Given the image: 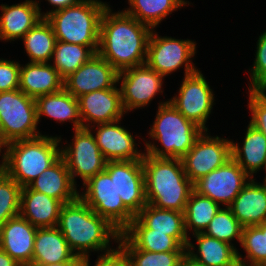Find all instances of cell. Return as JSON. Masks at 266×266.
Instances as JSON below:
<instances>
[{"label":"cell","mask_w":266,"mask_h":266,"mask_svg":"<svg viewBox=\"0 0 266 266\" xmlns=\"http://www.w3.org/2000/svg\"><path fill=\"white\" fill-rule=\"evenodd\" d=\"M96 53L88 46L58 41L55 44L52 66L65 79L80 66L89 61Z\"/></svg>","instance_id":"836d02e7"},{"label":"cell","mask_w":266,"mask_h":266,"mask_svg":"<svg viewBox=\"0 0 266 266\" xmlns=\"http://www.w3.org/2000/svg\"><path fill=\"white\" fill-rule=\"evenodd\" d=\"M26 53L33 63H50L57 39L50 23L42 18L22 38Z\"/></svg>","instance_id":"4dcf8cb0"},{"label":"cell","mask_w":266,"mask_h":266,"mask_svg":"<svg viewBox=\"0 0 266 266\" xmlns=\"http://www.w3.org/2000/svg\"><path fill=\"white\" fill-rule=\"evenodd\" d=\"M205 132L181 158L186 176L193 184L232 158V141L218 136L211 137Z\"/></svg>","instance_id":"8fae6325"},{"label":"cell","mask_w":266,"mask_h":266,"mask_svg":"<svg viewBox=\"0 0 266 266\" xmlns=\"http://www.w3.org/2000/svg\"><path fill=\"white\" fill-rule=\"evenodd\" d=\"M35 99L20 89L0 92V142L6 144L41 136L37 131Z\"/></svg>","instance_id":"52a82bcc"},{"label":"cell","mask_w":266,"mask_h":266,"mask_svg":"<svg viewBox=\"0 0 266 266\" xmlns=\"http://www.w3.org/2000/svg\"><path fill=\"white\" fill-rule=\"evenodd\" d=\"M119 122L120 120L97 124L98 130L94 138L104 158L107 161L142 160L145 152L137 150L134 137L118 125Z\"/></svg>","instance_id":"d6986e66"},{"label":"cell","mask_w":266,"mask_h":266,"mask_svg":"<svg viewBox=\"0 0 266 266\" xmlns=\"http://www.w3.org/2000/svg\"><path fill=\"white\" fill-rule=\"evenodd\" d=\"M89 257L84 258V266H90ZM95 266H129L122 250L117 247L114 251L98 256Z\"/></svg>","instance_id":"b9f144b4"},{"label":"cell","mask_w":266,"mask_h":266,"mask_svg":"<svg viewBox=\"0 0 266 266\" xmlns=\"http://www.w3.org/2000/svg\"><path fill=\"white\" fill-rule=\"evenodd\" d=\"M86 191L79 197L100 217L107 219L122 232L135 218L124 206L115 188L114 177L106 170L91 177L83 184Z\"/></svg>","instance_id":"ba28073f"},{"label":"cell","mask_w":266,"mask_h":266,"mask_svg":"<svg viewBox=\"0 0 266 266\" xmlns=\"http://www.w3.org/2000/svg\"><path fill=\"white\" fill-rule=\"evenodd\" d=\"M62 203L44 193L22 187L19 214L38 228L57 227Z\"/></svg>","instance_id":"cb8c5ba5"},{"label":"cell","mask_w":266,"mask_h":266,"mask_svg":"<svg viewBox=\"0 0 266 266\" xmlns=\"http://www.w3.org/2000/svg\"><path fill=\"white\" fill-rule=\"evenodd\" d=\"M20 214L0 226V248L21 266H31L37 231Z\"/></svg>","instance_id":"ac0fdd59"},{"label":"cell","mask_w":266,"mask_h":266,"mask_svg":"<svg viewBox=\"0 0 266 266\" xmlns=\"http://www.w3.org/2000/svg\"><path fill=\"white\" fill-rule=\"evenodd\" d=\"M61 137L41 135L6 144L2 168L21 187L28 186L61 157Z\"/></svg>","instance_id":"277c9868"},{"label":"cell","mask_w":266,"mask_h":266,"mask_svg":"<svg viewBox=\"0 0 266 266\" xmlns=\"http://www.w3.org/2000/svg\"><path fill=\"white\" fill-rule=\"evenodd\" d=\"M0 266H21L0 248Z\"/></svg>","instance_id":"ee69618b"},{"label":"cell","mask_w":266,"mask_h":266,"mask_svg":"<svg viewBox=\"0 0 266 266\" xmlns=\"http://www.w3.org/2000/svg\"><path fill=\"white\" fill-rule=\"evenodd\" d=\"M28 187L55 198L62 204L75 201L79 197L76 185L62 157L34 179Z\"/></svg>","instance_id":"44dd1931"},{"label":"cell","mask_w":266,"mask_h":266,"mask_svg":"<svg viewBox=\"0 0 266 266\" xmlns=\"http://www.w3.org/2000/svg\"><path fill=\"white\" fill-rule=\"evenodd\" d=\"M151 31L125 11L112 13L108 5L100 22L97 54L118 72L145 64Z\"/></svg>","instance_id":"6da1fadb"},{"label":"cell","mask_w":266,"mask_h":266,"mask_svg":"<svg viewBox=\"0 0 266 266\" xmlns=\"http://www.w3.org/2000/svg\"><path fill=\"white\" fill-rule=\"evenodd\" d=\"M22 187L0 168V226L19 215Z\"/></svg>","instance_id":"74e56055"},{"label":"cell","mask_w":266,"mask_h":266,"mask_svg":"<svg viewBox=\"0 0 266 266\" xmlns=\"http://www.w3.org/2000/svg\"><path fill=\"white\" fill-rule=\"evenodd\" d=\"M77 258L57 227L37 228L31 265L73 262Z\"/></svg>","instance_id":"603a6c76"},{"label":"cell","mask_w":266,"mask_h":266,"mask_svg":"<svg viewBox=\"0 0 266 266\" xmlns=\"http://www.w3.org/2000/svg\"><path fill=\"white\" fill-rule=\"evenodd\" d=\"M37 1L26 0L16 5H1L0 40L22 39L41 17V9Z\"/></svg>","instance_id":"ffe728a7"},{"label":"cell","mask_w":266,"mask_h":266,"mask_svg":"<svg viewBox=\"0 0 266 266\" xmlns=\"http://www.w3.org/2000/svg\"><path fill=\"white\" fill-rule=\"evenodd\" d=\"M20 68L18 62L0 59V92L19 89Z\"/></svg>","instance_id":"60d3db41"},{"label":"cell","mask_w":266,"mask_h":266,"mask_svg":"<svg viewBox=\"0 0 266 266\" xmlns=\"http://www.w3.org/2000/svg\"><path fill=\"white\" fill-rule=\"evenodd\" d=\"M250 90L266 89V31L259 36L253 67L250 69Z\"/></svg>","instance_id":"f35d334b"},{"label":"cell","mask_w":266,"mask_h":266,"mask_svg":"<svg viewBox=\"0 0 266 266\" xmlns=\"http://www.w3.org/2000/svg\"><path fill=\"white\" fill-rule=\"evenodd\" d=\"M264 180H265V181H264L263 183L266 185V175H265V178H264Z\"/></svg>","instance_id":"681fc988"},{"label":"cell","mask_w":266,"mask_h":266,"mask_svg":"<svg viewBox=\"0 0 266 266\" xmlns=\"http://www.w3.org/2000/svg\"><path fill=\"white\" fill-rule=\"evenodd\" d=\"M5 148L4 145L0 142V153H1V150Z\"/></svg>","instance_id":"c3c4849f"},{"label":"cell","mask_w":266,"mask_h":266,"mask_svg":"<svg viewBox=\"0 0 266 266\" xmlns=\"http://www.w3.org/2000/svg\"><path fill=\"white\" fill-rule=\"evenodd\" d=\"M179 266H204L198 261L194 260L187 252L182 257Z\"/></svg>","instance_id":"bcb514c9"},{"label":"cell","mask_w":266,"mask_h":266,"mask_svg":"<svg viewBox=\"0 0 266 266\" xmlns=\"http://www.w3.org/2000/svg\"><path fill=\"white\" fill-rule=\"evenodd\" d=\"M64 88V79L50 63L28 62L20 68L19 89L29 97L58 92Z\"/></svg>","instance_id":"d4e9b609"},{"label":"cell","mask_w":266,"mask_h":266,"mask_svg":"<svg viewBox=\"0 0 266 266\" xmlns=\"http://www.w3.org/2000/svg\"><path fill=\"white\" fill-rule=\"evenodd\" d=\"M145 196L148 204L159 209L185 211L194 190L181 159L155 158L144 154Z\"/></svg>","instance_id":"3957f363"},{"label":"cell","mask_w":266,"mask_h":266,"mask_svg":"<svg viewBox=\"0 0 266 266\" xmlns=\"http://www.w3.org/2000/svg\"><path fill=\"white\" fill-rule=\"evenodd\" d=\"M107 6L100 0H81L51 13L46 20L58 41L88 46L97 54L100 22Z\"/></svg>","instance_id":"8992f818"},{"label":"cell","mask_w":266,"mask_h":266,"mask_svg":"<svg viewBox=\"0 0 266 266\" xmlns=\"http://www.w3.org/2000/svg\"><path fill=\"white\" fill-rule=\"evenodd\" d=\"M57 228L63 234L71 250L82 258L89 257L90 251L100 250L104 254L114 251L115 249L110 248V239L118 242L121 234L107 219L95 213L80 197L62 205Z\"/></svg>","instance_id":"7a4b0ae2"},{"label":"cell","mask_w":266,"mask_h":266,"mask_svg":"<svg viewBox=\"0 0 266 266\" xmlns=\"http://www.w3.org/2000/svg\"><path fill=\"white\" fill-rule=\"evenodd\" d=\"M250 179L251 177L231 158L196 181L193 187L198 194L229 207Z\"/></svg>","instance_id":"4fadbf2b"},{"label":"cell","mask_w":266,"mask_h":266,"mask_svg":"<svg viewBox=\"0 0 266 266\" xmlns=\"http://www.w3.org/2000/svg\"><path fill=\"white\" fill-rule=\"evenodd\" d=\"M242 229L243 226L234 217L231 209L225 207L220 208L203 233L233 245L230 241L234 238L241 243Z\"/></svg>","instance_id":"8d00e7d4"},{"label":"cell","mask_w":266,"mask_h":266,"mask_svg":"<svg viewBox=\"0 0 266 266\" xmlns=\"http://www.w3.org/2000/svg\"><path fill=\"white\" fill-rule=\"evenodd\" d=\"M148 229L167 233L181 246L187 248L190 238L186 233L184 213L177 210L159 209L146 204L136 216Z\"/></svg>","instance_id":"484cf974"},{"label":"cell","mask_w":266,"mask_h":266,"mask_svg":"<svg viewBox=\"0 0 266 266\" xmlns=\"http://www.w3.org/2000/svg\"><path fill=\"white\" fill-rule=\"evenodd\" d=\"M249 90V109L252 113L250 124L266 137V91Z\"/></svg>","instance_id":"ab89813d"},{"label":"cell","mask_w":266,"mask_h":266,"mask_svg":"<svg viewBox=\"0 0 266 266\" xmlns=\"http://www.w3.org/2000/svg\"><path fill=\"white\" fill-rule=\"evenodd\" d=\"M119 72L104 58L95 54L89 61L64 79V89L78 98L97 90L113 88Z\"/></svg>","instance_id":"2e32d148"},{"label":"cell","mask_w":266,"mask_h":266,"mask_svg":"<svg viewBox=\"0 0 266 266\" xmlns=\"http://www.w3.org/2000/svg\"><path fill=\"white\" fill-rule=\"evenodd\" d=\"M136 248L149 252L186 251L173 237L167 233L154 232L148 229L137 217L121 232Z\"/></svg>","instance_id":"f546056e"},{"label":"cell","mask_w":266,"mask_h":266,"mask_svg":"<svg viewBox=\"0 0 266 266\" xmlns=\"http://www.w3.org/2000/svg\"><path fill=\"white\" fill-rule=\"evenodd\" d=\"M35 102L38 123L43 115L62 123L72 121L74 130L82 128L78 99L64 88L55 93L39 96Z\"/></svg>","instance_id":"4316f807"},{"label":"cell","mask_w":266,"mask_h":266,"mask_svg":"<svg viewBox=\"0 0 266 266\" xmlns=\"http://www.w3.org/2000/svg\"><path fill=\"white\" fill-rule=\"evenodd\" d=\"M186 119L194 122L202 130L213 108L214 94L201 71L185 76L178 96L168 100Z\"/></svg>","instance_id":"7c38bea8"},{"label":"cell","mask_w":266,"mask_h":266,"mask_svg":"<svg viewBox=\"0 0 266 266\" xmlns=\"http://www.w3.org/2000/svg\"><path fill=\"white\" fill-rule=\"evenodd\" d=\"M31 266H84V258L78 257L73 262H62V263H53L46 265H31Z\"/></svg>","instance_id":"f6af8a7d"},{"label":"cell","mask_w":266,"mask_h":266,"mask_svg":"<svg viewBox=\"0 0 266 266\" xmlns=\"http://www.w3.org/2000/svg\"><path fill=\"white\" fill-rule=\"evenodd\" d=\"M220 208V205L211 198L193 190L184 211L186 233L189 232L188 230H193V234L203 233Z\"/></svg>","instance_id":"d6a6232c"},{"label":"cell","mask_w":266,"mask_h":266,"mask_svg":"<svg viewBox=\"0 0 266 266\" xmlns=\"http://www.w3.org/2000/svg\"><path fill=\"white\" fill-rule=\"evenodd\" d=\"M241 246L247 253V261L237 253L240 260L251 266H262L266 262V221L256 226H245L242 229ZM249 261V262H248Z\"/></svg>","instance_id":"d590c367"},{"label":"cell","mask_w":266,"mask_h":266,"mask_svg":"<svg viewBox=\"0 0 266 266\" xmlns=\"http://www.w3.org/2000/svg\"><path fill=\"white\" fill-rule=\"evenodd\" d=\"M74 142L61 148V157L64 159L70 172L71 179L76 185L75 177L80 176L83 184L91 177L105 170L107 160L96 144L90 128L74 130Z\"/></svg>","instance_id":"30bf717a"},{"label":"cell","mask_w":266,"mask_h":266,"mask_svg":"<svg viewBox=\"0 0 266 266\" xmlns=\"http://www.w3.org/2000/svg\"><path fill=\"white\" fill-rule=\"evenodd\" d=\"M53 7H56L55 9L46 12L44 14H41L42 18H46L48 15H50L53 12L62 10L64 8L70 7L72 5H75L79 3L81 0H47Z\"/></svg>","instance_id":"7bdbcfd3"},{"label":"cell","mask_w":266,"mask_h":266,"mask_svg":"<svg viewBox=\"0 0 266 266\" xmlns=\"http://www.w3.org/2000/svg\"><path fill=\"white\" fill-rule=\"evenodd\" d=\"M127 14L154 29L172 11L185 6V0H128ZM131 8V9H130Z\"/></svg>","instance_id":"1f68e13d"},{"label":"cell","mask_w":266,"mask_h":266,"mask_svg":"<svg viewBox=\"0 0 266 266\" xmlns=\"http://www.w3.org/2000/svg\"><path fill=\"white\" fill-rule=\"evenodd\" d=\"M154 32L152 29L147 46L146 64L150 68L164 77L182 65L185 67L184 76L198 71L190 60L196 53L194 41L160 37Z\"/></svg>","instance_id":"9c48e42d"},{"label":"cell","mask_w":266,"mask_h":266,"mask_svg":"<svg viewBox=\"0 0 266 266\" xmlns=\"http://www.w3.org/2000/svg\"><path fill=\"white\" fill-rule=\"evenodd\" d=\"M116 87L93 91L77 98L82 128H89L91 122L100 124L121 120L125 110L120 88Z\"/></svg>","instance_id":"e0dca14e"},{"label":"cell","mask_w":266,"mask_h":266,"mask_svg":"<svg viewBox=\"0 0 266 266\" xmlns=\"http://www.w3.org/2000/svg\"><path fill=\"white\" fill-rule=\"evenodd\" d=\"M203 131L186 119L169 101L161 102L149 135L161 142L164 149L148 141L145 143L146 154L155 158L181 159Z\"/></svg>","instance_id":"5b68a950"},{"label":"cell","mask_w":266,"mask_h":266,"mask_svg":"<svg viewBox=\"0 0 266 266\" xmlns=\"http://www.w3.org/2000/svg\"><path fill=\"white\" fill-rule=\"evenodd\" d=\"M228 266H251V265L237 258L232 264Z\"/></svg>","instance_id":"7dc6e473"},{"label":"cell","mask_w":266,"mask_h":266,"mask_svg":"<svg viewBox=\"0 0 266 266\" xmlns=\"http://www.w3.org/2000/svg\"><path fill=\"white\" fill-rule=\"evenodd\" d=\"M243 147L231 143L232 158L251 177L260 168L266 171V137L249 123L247 126Z\"/></svg>","instance_id":"83f0119b"},{"label":"cell","mask_w":266,"mask_h":266,"mask_svg":"<svg viewBox=\"0 0 266 266\" xmlns=\"http://www.w3.org/2000/svg\"><path fill=\"white\" fill-rule=\"evenodd\" d=\"M254 180H249L229 206L243 227L256 226L266 221V185Z\"/></svg>","instance_id":"7402d4cb"},{"label":"cell","mask_w":266,"mask_h":266,"mask_svg":"<svg viewBox=\"0 0 266 266\" xmlns=\"http://www.w3.org/2000/svg\"><path fill=\"white\" fill-rule=\"evenodd\" d=\"M105 170L114 177L124 206L136 217L147 204L142 160L107 161Z\"/></svg>","instance_id":"9a60e30c"},{"label":"cell","mask_w":266,"mask_h":266,"mask_svg":"<svg viewBox=\"0 0 266 266\" xmlns=\"http://www.w3.org/2000/svg\"><path fill=\"white\" fill-rule=\"evenodd\" d=\"M196 237L198 250L195 254L194 245L188 242L186 252L204 266H228L238 257V250L227 242L209 237L204 233L193 234Z\"/></svg>","instance_id":"f1b7e54d"},{"label":"cell","mask_w":266,"mask_h":266,"mask_svg":"<svg viewBox=\"0 0 266 266\" xmlns=\"http://www.w3.org/2000/svg\"><path fill=\"white\" fill-rule=\"evenodd\" d=\"M129 266H179L186 251L149 252L136 249L122 234L117 242Z\"/></svg>","instance_id":"e575fe53"},{"label":"cell","mask_w":266,"mask_h":266,"mask_svg":"<svg viewBox=\"0 0 266 266\" xmlns=\"http://www.w3.org/2000/svg\"><path fill=\"white\" fill-rule=\"evenodd\" d=\"M163 78V75L146 63L120 71L118 81L121 82L120 91L125 113L145 107L157 93H162Z\"/></svg>","instance_id":"5bb4252c"}]
</instances>
